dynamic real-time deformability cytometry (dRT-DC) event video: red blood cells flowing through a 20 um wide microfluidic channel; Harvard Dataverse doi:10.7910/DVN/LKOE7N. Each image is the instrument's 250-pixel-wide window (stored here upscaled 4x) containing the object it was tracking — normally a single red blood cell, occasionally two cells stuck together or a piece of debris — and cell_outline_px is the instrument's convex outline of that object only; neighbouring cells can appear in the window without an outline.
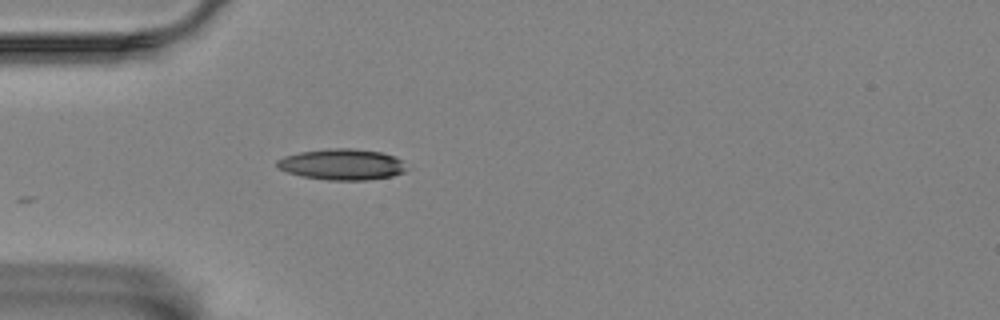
{"species": "Egyptian fruit bat (a non-hibernating species)", "species_latin": "Rousettus aegyptiacus", "temperature_condition": "room temperature", "stored_images_in_passage": 10, "camera_frame_rate_fps": 3000, "um_per_image_px": 0.085, "animal": {"sex": "female"}, "frame": {"image": 1, "passage_image": 1, "time_ms": 0.0, "image_size_px": [1000, 320], "cell_outline_px": [[404, 172], [392, 176], [368, 180], [328, 180], [300, 176], [276, 168], [276, 160], [284, 156], [300, 152], [328, 148], [352, 148], [380, 152], [392, 156], [400, 160], [404, 168]], "centroid_in_image_um": [28.99, 13.98], "position_along_channel_um": 56.0, "area_um2": 23.29}}
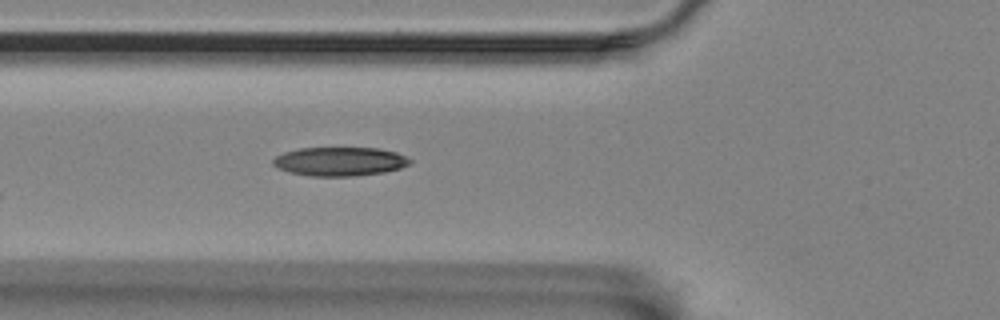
{"frame": {"image": 2, "passage_image": 5, "time_ms": 1.333, "image_size_px": [1000, 320], "cell_outline_px": [[412, 160], [408, 164], [400, 168], [384, 172], [356, 176], [312, 176], [288, 172], [276, 168], [272, 164], [272, 160], [276, 156], [284, 152], [300, 148], [380, 148], [396, 152]], "centroid_in_image_um": [28.84, 13.73], "position_along_channel_um": 97.0, "area_um2": 23.06}}
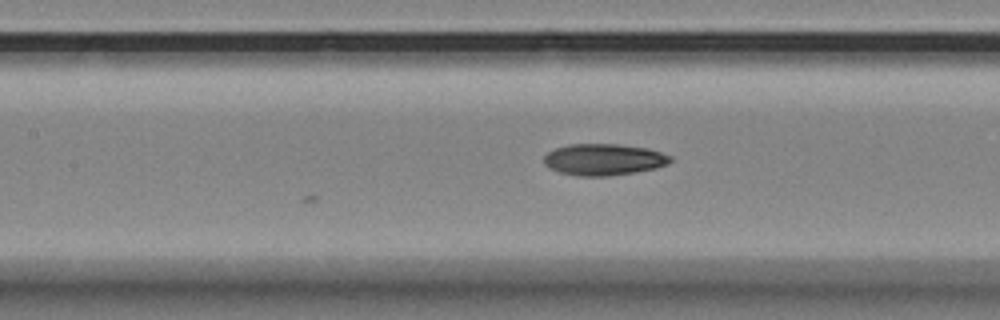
{"frame": {"image": 3, "passage_image": 10, "time_ms": 3.0, "image_size_px": [1000, 320], "cell_outline_px": [[672, 160], [668, 164], [656, 168], [608, 176], [576, 176], [560, 172], [544, 164], [544, 156], [548, 152], [556, 148], [568, 144], [616, 144], [644, 148], [660, 152], [672, 156]], "centroid_in_image_um": [51.31, 13.56], "position_along_channel_um": 156.1, "area_um2": 23.0}}